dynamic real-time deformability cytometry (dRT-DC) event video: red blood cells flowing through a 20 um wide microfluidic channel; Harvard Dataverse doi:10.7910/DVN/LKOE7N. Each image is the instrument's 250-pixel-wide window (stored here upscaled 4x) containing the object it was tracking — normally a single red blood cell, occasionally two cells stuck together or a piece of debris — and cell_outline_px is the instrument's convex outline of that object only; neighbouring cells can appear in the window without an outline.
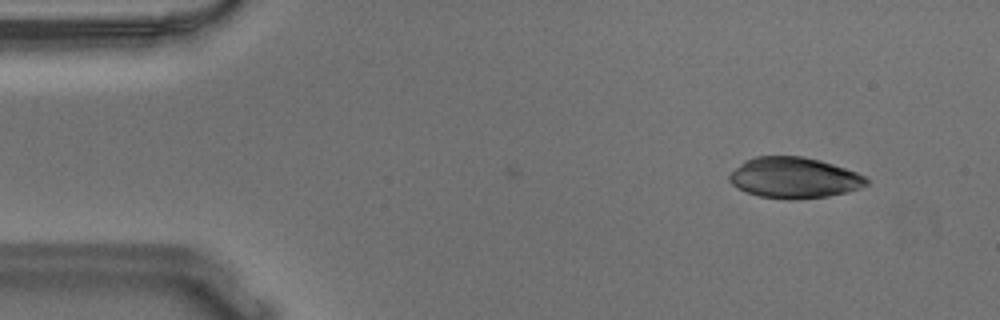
{"species": "Egyptian fruit bat (a non-hibernating species)", "species_latin": "Rousettus aegyptiacus", "temperature_condition": "warm", "stored_images_in_passage": 4, "camera_frame_rate_fps": 3000, "um_per_image_px": 0.085, "animal": {"sex": "male"}, "frame": {"image": 1, "passage_image": 1, "time_ms": 0.0, "image_size_px": [1000, 320], "cell_outline_px": [[868, 184], [844, 192], [828, 196], [796, 200], [788, 200], [760, 196], [748, 192], [732, 184], [728, 180], [728, 176], [744, 160], [756, 156], [804, 156], [820, 160], [856, 172], [864, 176], [868, 180]], "centroid_in_image_um": [67.47, 15.1], "position_along_channel_um": 17.5, "area_um2": 32.37}}